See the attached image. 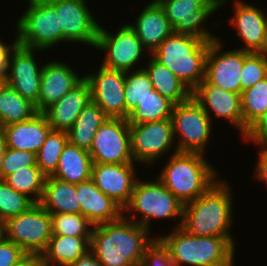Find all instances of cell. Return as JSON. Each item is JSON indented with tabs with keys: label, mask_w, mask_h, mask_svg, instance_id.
I'll return each instance as SVG.
<instances>
[{
	"label": "cell",
	"mask_w": 267,
	"mask_h": 266,
	"mask_svg": "<svg viewBox=\"0 0 267 266\" xmlns=\"http://www.w3.org/2000/svg\"><path fill=\"white\" fill-rule=\"evenodd\" d=\"M227 180L219 179L197 199L184 205L181 227L197 237H232L233 197Z\"/></svg>",
	"instance_id": "cell-2"
},
{
	"label": "cell",
	"mask_w": 267,
	"mask_h": 266,
	"mask_svg": "<svg viewBox=\"0 0 267 266\" xmlns=\"http://www.w3.org/2000/svg\"><path fill=\"white\" fill-rule=\"evenodd\" d=\"M91 236L52 235L41 254L47 266H70L90 250Z\"/></svg>",
	"instance_id": "cell-26"
},
{
	"label": "cell",
	"mask_w": 267,
	"mask_h": 266,
	"mask_svg": "<svg viewBox=\"0 0 267 266\" xmlns=\"http://www.w3.org/2000/svg\"><path fill=\"white\" fill-rule=\"evenodd\" d=\"M171 121L174 139L179 136L177 152L205 154L213 122L192 96L185 102L174 104Z\"/></svg>",
	"instance_id": "cell-8"
},
{
	"label": "cell",
	"mask_w": 267,
	"mask_h": 266,
	"mask_svg": "<svg viewBox=\"0 0 267 266\" xmlns=\"http://www.w3.org/2000/svg\"><path fill=\"white\" fill-rule=\"evenodd\" d=\"M26 253L8 239L0 242V266H15Z\"/></svg>",
	"instance_id": "cell-43"
},
{
	"label": "cell",
	"mask_w": 267,
	"mask_h": 266,
	"mask_svg": "<svg viewBox=\"0 0 267 266\" xmlns=\"http://www.w3.org/2000/svg\"><path fill=\"white\" fill-rule=\"evenodd\" d=\"M1 129L7 148L30 151L35 154L52 130L42 112L37 113L30 120L10 124Z\"/></svg>",
	"instance_id": "cell-25"
},
{
	"label": "cell",
	"mask_w": 267,
	"mask_h": 266,
	"mask_svg": "<svg viewBox=\"0 0 267 266\" xmlns=\"http://www.w3.org/2000/svg\"><path fill=\"white\" fill-rule=\"evenodd\" d=\"M34 204L31 198L10 187L0 179V217L4 220L28 211Z\"/></svg>",
	"instance_id": "cell-38"
},
{
	"label": "cell",
	"mask_w": 267,
	"mask_h": 266,
	"mask_svg": "<svg viewBox=\"0 0 267 266\" xmlns=\"http://www.w3.org/2000/svg\"><path fill=\"white\" fill-rule=\"evenodd\" d=\"M129 128L131 153L135 162L151 166L163 154L171 152L173 146V153L177 152L171 119L129 124Z\"/></svg>",
	"instance_id": "cell-13"
},
{
	"label": "cell",
	"mask_w": 267,
	"mask_h": 266,
	"mask_svg": "<svg viewBox=\"0 0 267 266\" xmlns=\"http://www.w3.org/2000/svg\"><path fill=\"white\" fill-rule=\"evenodd\" d=\"M183 210L184 204L158 178L154 181L148 180V182H143L137 178L130 200L123 207V216L150 231V223H152L150 221L152 219L180 217L177 227L181 226ZM137 213L141 214V218L136 221Z\"/></svg>",
	"instance_id": "cell-6"
},
{
	"label": "cell",
	"mask_w": 267,
	"mask_h": 266,
	"mask_svg": "<svg viewBox=\"0 0 267 266\" xmlns=\"http://www.w3.org/2000/svg\"><path fill=\"white\" fill-rule=\"evenodd\" d=\"M221 43L218 38L210 41L206 57L205 79L214 86L241 94L240 75L244 65V50L232 49L222 53Z\"/></svg>",
	"instance_id": "cell-15"
},
{
	"label": "cell",
	"mask_w": 267,
	"mask_h": 266,
	"mask_svg": "<svg viewBox=\"0 0 267 266\" xmlns=\"http://www.w3.org/2000/svg\"><path fill=\"white\" fill-rule=\"evenodd\" d=\"M258 53L261 54L265 59H267V27H266V35L264 38V43Z\"/></svg>",
	"instance_id": "cell-50"
},
{
	"label": "cell",
	"mask_w": 267,
	"mask_h": 266,
	"mask_svg": "<svg viewBox=\"0 0 267 266\" xmlns=\"http://www.w3.org/2000/svg\"><path fill=\"white\" fill-rule=\"evenodd\" d=\"M18 44V34L14 41L7 45L0 39V82L7 83L8 79V66L11 52Z\"/></svg>",
	"instance_id": "cell-44"
},
{
	"label": "cell",
	"mask_w": 267,
	"mask_h": 266,
	"mask_svg": "<svg viewBox=\"0 0 267 266\" xmlns=\"http://www.w3.org/2000/svg\"><path fill=\"white\" fill-rule=\"evenodd\" d=\"M158 237L168 248L171 260L188 266H235L233 237H197L181 226Z\"/></svg>",
	"instance_id": "cell-4"
},
{
	"label": "cell",
	"mask_w": 267,
	"mask_h": 266,
	"mask_svg": "<svg viewBox=\"0 0 267 266\" xmlns=\"http://www.w3.org/2000/svg\"><path fill=\"white\" fill-rule=\"evenodd\" d=\"M70 266H102L95 255L89 250L84 256L79 257Z\"/></svg>",
	"instance_id": "cell-47"
},
{
	"label": "cell",
	"mask_w": 267,
	"mask_h": 266,
	"mask_svg": "<svg viewBox=\"0 0 267 266\" xmlns=\"http://www.w3.org/2000/svg\"><path fill=\"white\" fill-rule=\"evenodd\" d=\"M91 88V101L109 118L125 119V72L100 66L93 74L84 75Z\"/></svg>",
	"instance_id": "cell-16"
},
{
	"label": "cell",
	"mask_w": 267,
	"mask_h": 266,
	"mask_svg": "<svg viewBox=\"0 0 267 266\" xmlns=\"http://www.w3.org/2000/svg\"><path fill=\"white\" fill-rule=\"evenodd\" d=\"M38 50L40 51V49L27 48L17 44L9 58L7 79V84L23 98L35 104L36 109L43 67V64L40 65L36 62L33 55Z\"/></svg>",
	"instance_id": "cell-17"
},
{
	"label": "cell",
	"mask_w": 267,
	"mask_h": 266,
	"mask_svg": "<svg viewBox=\"0 0 267 266\" xmlns=\"http://www.w3.org/2000/svg\"><path fill=\"white\" fill-rule=\"evenodd\" d=\"M6 239V220L0 217V242Z\"/></svg>",
	"instance_id": "cell-49"
},
{
	"label": "cell",
	"mask_w": 267,
	"mask_h": 266,
	"mask_svg": "<svg viewBox=\"0 0 267 266\" xmlns=\"http://www.w3.org/2000/svg\"><path fill=\"white\" fill-rule=\"evenodd\" d=\"M140 266H180L171 260L168 248L157 237L146 247Z\"/></svg>",
	"instance_id": "cell-41"
},
{
	"label": "cell",
	"mask_w": 267,
	"mask_h": 266,
	"mask_svg": "<svg viewBox=\"0 0 267 266\" xmlns=\"http://www.w3.org/2000/svg\"><path fill=\"white\" fill-rule=\"evenodd\" d=\"M89 153L93 163H134L128 120L108 118L97 130Z\"/></svg>",
	"instance_id": "cell-14"
},
{
	"label": "cell",
	"mask_w": 267,
	"mask_h": 266,
	"mask_svg": "<svg viewBox=\"0 0 267 266\" xmlns=\"http://www.w3.org/2000/svg\"><path fill=\"white\" fill-rule=\"evenodd\" d=\"M240 76L242 92L267 77V59L259 53L244 51V65Z\"/></svg>",
	"instance_id": "cell-39"
},
{
	"label": "cell",
	"mask_w": 267,
	"mask_h": 266,
	"mask_svg": "<svg viewBox=\"0 0 267 266\" xmlns=\"http://www.w3.org/2000/svg\"><path fill=\"white\" fill-rule=\"evenodd\" d=\"M234 15L230 24L237 29V37L244 42L238 48L247 52L258 53L264 43L267 27V14L255 5L236 0L233 4Z\"/></svg>",
	"instance_id": "cell-21"
},
{
	"label": "cell",
	"mask_w": 267,
	"mask_h": 266,
	"mask_svg": "<svg viewBox=\"0 0 267 266\" xmlns=\"http://www.w3.org/2000/svg\"><path fill=\"white\" fill-rule=\"evenodd\" d=\"M16 29L21 46L42 52L59 44L58 16L46 0H28V7L17 20Z\"/></svg>",
	"instance_id": "cell-7"
},
{
	"label": "cell",
	"mask_w": 267,
	"mask_h": 266,
	"mask_svg": "<svg viewBox=\"0 0 267 266\" xmlns=\"http://www.w3.org/2000/svg\"><path fill=\"white\" fill-rule=\"evenodd\" d=\"M76 184L46 177L39 204L49 213H80Z\"/></svg>",
	"instance_id": "cell-27"
},
{
	"label": "cell",
	"mask_w": 267,
	"mask_h": 266,
	"mask_svg": "<svg viewBox=\"0 0 267 266\" xmlns=\"http://www.w3.org/2000/svg\"><path fill=\"white\" fill-rule=\"evenodd\" d=\"M52 237L50 213L39 203L28 211L6 220V239L26 254L41 255Z\"/></svg>",
	"instance_id": "cell-10"
},
{
	"label": "cell",
	"mask_w": 267,
	"mask_h": 266,
	"mask_svg": "<svg viewBox=\"0 0 267 266\" xmlns=\"http://www.w3.org/2000/svg\"><path fill=\"white\" fill-rule=\"evenodd\" d=\"M135 163H93L91 179L106 196L111 197L122 208L129 202L137 181Z\"/></svg>",
	"instance_id": "cell-19"
},
{
	"label": "cell",
	"mask_w": 267,
	"mask_h": 266,
	"mask_svg": "<svg viewBox=\"0 0 267 266\" xmlns=\"http://www.w3.org/2000/svg\"><path fill=\"white\" fill-rule=\"evenodd\" d=\"M243 136L248 128L267 110V77L241 92Z\"/></svg>",
	"instance_id": "cell-33"
},
{
	"label": "cell",
	"mask_w": 267,
	"mask_h": 266,
	"mask_svg": "<svg viewBox=\"0 0 267 266\" xmlns=\"http://www.w3.org/2000/svg\"><path fill=\"white\" fill-rule=\"evenodd\" d=\"M92 166L93 160L88 151L67 142L52 177L78 184L91 178Z\"/></svg>",
	"instance_id": "cell-28"
},
{
	"label": "cell",
	"mask_w": 267,
	"mask_h": 266,
	"mask_svg": "<svg viewBox=\"0 0 267 266\" xmlns=\"http://www.w3.org/2000/svg\"><path fill=\"white\" fill-rule=\"evenodd\" d=\"M150 236L151 231L122 215L93 226L90 251L102 266H140L146 247L153 241Z\"/></svg>",
	"instance_id": "cell-1"
},
{
	"label": "cell",
	"mask_w": 267,
	"mask_h": 266,
	"mask_svg": "<svg viewBox=\"0 0 267 266\" xmlns=\"http://www.w3.org/2000/svg\"><path fill=\"white\" fill-rule=\"evenodd\" d=\"M108 118L96 103L90 101L67 131L68 142L89 152L97 130Z\"/></svg>",
	"instance_id": "cell-30"
},
{
	"label": "cell",
	"mask_w": 267,
	"mask_h": 266,
	"mask_svg": "<svg viewBox=\"0 0 267 266\" xmlns=\"http://www.w3.org/2000/svg\"><path fill=\"white\" fill-rule=\"evenodd\" d=\"M117 30L115 34L110 33L100 24L95 49L105 53L102 66L129 72L141 62L139 60L143 58L141 56L146 49L127 23L122 24Z\"/></svg>",
	"instance_id": "cell-12"
},
{
	"label": "cell",
	"mask_w": 267,
	"mask_h": 266,
	"mask_svg": "<svg viewBox=\"0 0 267 266\" xmlns=\"http://www.w3.org/2000/svg\"><path fill=\"white\" fill-rule=\"evenodd\" d=\"M32 166H37L35 153L6 148L2 163V179L24 167Z\"/></svg>",
	"instance_id": "cell-40"
},
{
	"label": "cell",
	"mask_w": 267,
	"mask_h": 266,
	"mask_svg": "<svg viewBox=\"0 0 267 266\" xmlns=\"http://www.w3.org/2000/svg\"><path fill=\"white\" fill-rule=\"evenodd\" d=\"M46 176L38 166L24 167L7 175L4 181L19 193L25 194L35 203H39L44 188ZM31 195V196H30Z\"/></svg>",
	"instance_id": "cell-34"
},
{
	"label": "cell",
	"mask_w": 267,
	"mask_h": 266,
	"mask_svg": "<svg viewBox=\"0 0 267 266\" xmlns=\"http://www.w3.org/2000/svg\"><path fill=\"white\" fill-rule=\"evenodd\" d=\"M85 77L62 61L52 60L43 65L41 70L40 91L37 111L43 112L51 104L60 100L69 90L73 89Z\"/></svg>",
	"instance_id": "cell-20"
},
{
	"label": "cell",
	"mask_w": 267,
	"mask_h": 266,
	"mask_svg": "<svg viewBox=\"0 0 267 266\" xmlns=\"http://www.w3.org/2000/svg\"><path fill=\"white\" fill-rule=\"evenodd\" d=\"M90 101V84L84 78L60 100L51 104L42 113L46 116L52 130L67 132Z\"/></svg>",
	"instance_id": "cell-22"
},
{
	"label": "cell",
	"mask_w": 267,
	"mask_h": 266,
	"mask_svg": "<svg viewBox=\"0 0 267 266\" xmlns=\"http://www.w3.org/2000/svg\"><path fill=\"white\" fill-rule=\"evenodd\" d=\"M209 44L201 38L172 32L151 56L193 91L205 78Z\"/></svg>",
	"instance_id": "cell-5"
},
{
	"label": "cell",
	"mask_w": 267,
	"mask_h": 266,
	"mask_svg": "<svg viewBox=\"0 0 267 266\" xmlns=\"http://www.w3.org/2000/svg\"><path fill=\"white\" fill-rule=\"evenodd\" d=\"M157 178L184 205L197 199L219 179L204 154L176 152Z\"/></svg>",
	"instance_id": "cell-3"
},
{
	"label": "cell",
	"mask_w": 267,
	"mask_h": 266,
	"mask_svg": "<svg viewBox=\"0 0 267 266\" xmlns=\"http://www.w3.org/2000/svg\"><path fill=\"white\" fill-rule=\"evenodd\" d=\"M192 97L201 105L210 119L212 113L215 118L226 119L240 131L241 138H243V116L241 112L240 94L214 86L204 78L192 91Z\"/></svg>",
	"instance_id": "cell-18"
},
{
	"label": "cell",
	"mask_w": 267,
	"mask_h": 266,
	"mask_svg": "<svg viewBox=\"0 0 267 266\" xmlns=\"http://www.w3.org/2000/svg\"><path fill=\"white\" fill-rule=\"evenodd\" d=\"M174 103L154 89L129 114V124L171 119Z\"/></svg>",
	"instance_id": "cell-32"
},
{
	"label": "cell",
	"mask_w": 267,
	"mask_h": 266,
	"mask_svg": "<svg viewBox=\"0 0 267 266\" xmlns=\"http://www.w3.org/2000/svg\"><path fill=\"white\" fill-rule=\"evenodd\" d=\"M37 113L35 104L23 98L7 83L0 85V128L30 120Z\"/></svg>",
	"instance_id": "cell-31"
},
{
	"label": "cell",
	"mask_w": 267,
	"mask_h": 266,
	"mask_svg": "<svg viewBox=\"0 0 267 266\" xmlns=\"http://www.w3.org/2000/svg\"><path fill=\"white\" fill-rule=\"evenodd\" d=\"M243 140L254 142L257 146L267 144V110L248 128Z\"/></svg>",
	"instance_id": "cell-42"
},
{
	"label": "cell",
	"mask_w": 267,
	"mask_h": 266,
	"mask_svg": "<svg viewBox=\"0 0 267 266\" xmlns=\"http://www.w3.org/2000/svg\"><path fill=\"white\" fill-rule=\"evenodd\" d=\"M153 90L152 82L143 66L134 71L125 72V119L142 101L149 92Z\"/></svg>",
	"instance_id": "cell-36"
},
{
	"label": "cell",
	"mask_w": 267,
	"mask_h": 266,
	"mask_svg": "<svg viewBox=\"0 0 267 266\" xmlns=\"http://www.w3.org/2000/svg\"><path fill=\"white\" fill-rule=\"evenodd\" d=\"M68 142L66 131L51 130L45 142L36 154L37 166L46 176H52L56 171L60 155Z\"/></svg>",
	"instance_id": "cell-35"
},
{
	"label": "cell",
	"mask_w": 267,
	"mask_h": 266,
	"mask_svg": "<svg viewBox=\"0 0 267 266\" xmlns=\"http://www.w3.org/2000/svg\"><path fill=\"white\" fill-rule=\"evenodd\" d=\"M7 146L5 144L4 135L0 128V179H2V163Z\"/></svg>",
	"instance_id": "cell-48"
},
{
	"label": "cell",
	"mask_w": 267,
	"mask_h": 266,
	"mask_svg": "<svg viewBox=\"0 0 267 266\" xmlns=\"http://www.w3.org/2000/svg\"><path fill=\"white\" fill-rule=\"evenodd\" d=\"M50 217L52 235L91 236L94 225L81 213H50Z\"/></svg>",
	"instance_id": "cell-37"
},
{
	"label": "cell",
	"mask_w": 267,
	"mask_h": 266,
	"mask_svg": "<svg viewBox=\"0 0 267 266\" xmlns=\"http://www.w3.org/2000/svg\"><path fill=\"white\" fill-rule=\"evenodd\" d=\"M169 20L173 32L191 35L206 41L218 37L204 28V23L227 0H156ZM209 17V18H208Z\"/></svg>",
	"instance_id": "cell-9"
},
{
	"label": "cell",
	"mask_w": 267,
	"mask_h": 266,
	"mask_svg": "<svg viewBox=\"0 0 267 266\" xmlns=\"http://www.w3.org/2000/svg\"><path fill=\"white\" fill-rule=\"evenodd\" d=\"M137 34L143 47L151 55L173 32L164 10L156 1H150L137 16L135 24H128Z\"/></svg>",
	"instance_id": "cell-24"
},
{
	"label": "cell",
	"mask_w": 267,
	"mask_h": 266,
	"mask_svg": "<svg viewBox=\"0 0 267 266\" xmlns=\"http://www.w3.org/2000/svg\"><path fill=\"white\" fill-rule=\"evenodd\" d=\"M15 266H47L41 255L26 254Z\"/></svg>",
	"instance_id": "cell-46"
},
{
	"label": "cell",
	"mask_w": 267,
	"mask_h": 266,
	"mask_svg": "<svg viewBox=\"0 0 267 266\" xmlns=\"http://www.w3.org/2000/svg\"><path fill=\"white\" fill-rule=\"evenodd\" d=\"M254 171V177L260 182L267 183V149L264 146H259L258 158Z\"/></svg>",
	"instance_id": "cell-45"
},
{
	"label": "cell",
	"mask_w": 267,
	"mask_h": 266,
	"mask_svg": "<svg viewBox=\"0 0 267 266\" xmlns=\"http://www.w3.org/2000/svg\"><path fill=\"white\" fill-rule=\"evenodd\" d=\"M56 11L59 21V43H82L95 47L99 23L86 0H46Z\"/></svg>",
	"instance_id": "cell-11"
},
{
	"label": "cell",
	"mask_w": 267,
	"mask_h": 266,
	"mask_svg": "<svg viewBox=\"0 0 267 266\" xmlns=\"http://www.w3.org/2000/svg\"><path fill=\"white\" fill-rule=\"evenodd\" d=\"M148 56V63L143 68L149 75L153 89L174 104L187 101L192 96V91L170 69Z\"/></svg>",
	"instance_id": "cell-29"
},
{
	"label": "cell",
	"mask_w": 267,
	"mask_h": 266,
	"mask_svg": "<svg viewBox=\"0 0 267 266\" xmlns=\"http://www.w3.org/2000/svg\"><path fill=\"white\" fill-rule=\"evenodd\" d=\"M80 213L93 225L118 220L123 208L111 197L104 195L90 178L76 184Z\"/></svg>",
	"instance_id": "cell-23"
}]
</instances>
